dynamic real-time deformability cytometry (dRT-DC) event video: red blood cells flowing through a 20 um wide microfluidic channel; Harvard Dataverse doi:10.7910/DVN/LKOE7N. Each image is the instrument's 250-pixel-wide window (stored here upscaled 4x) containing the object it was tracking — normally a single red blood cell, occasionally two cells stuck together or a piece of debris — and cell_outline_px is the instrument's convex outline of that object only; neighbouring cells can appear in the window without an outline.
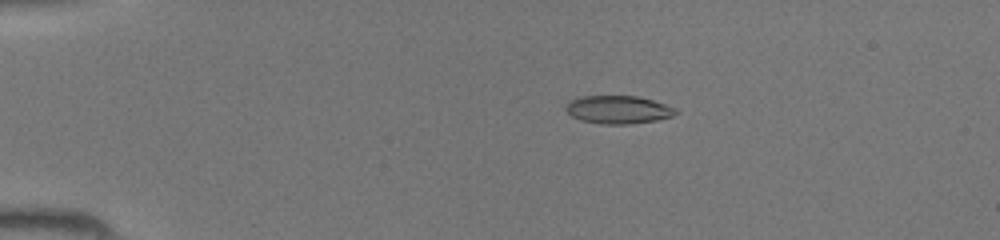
{"species": "common noctule bat (a hibernating species)", "species_latin": "Nyctalus noctula", "temperature_condition": "room temperature", "stored_images_in_passage": 46, "camera_frame_rate_fps": 3000, "um_per_image_px": 0.085, "animal": {"sex": "female", "body_mass_g": 19.5, "forearm_length_mm": 54.1}, "frame": {"image": 1, "passage_image": 10, "time_ms": 3.0, "image_size_px": [1000, 240], "cell_outline_px": [[680, 112], [672, 116], [656, 120], [628, 124], [604, 124], [580, 120], [572, 116], [564, 108], [572, 100], [580, 96], [636, 96], [652, 100], [676, 108]], "centroid_in_image_um": [52.56, 9.32], "position_along_channel_um": 32.4, "area_um2": 17.8}}
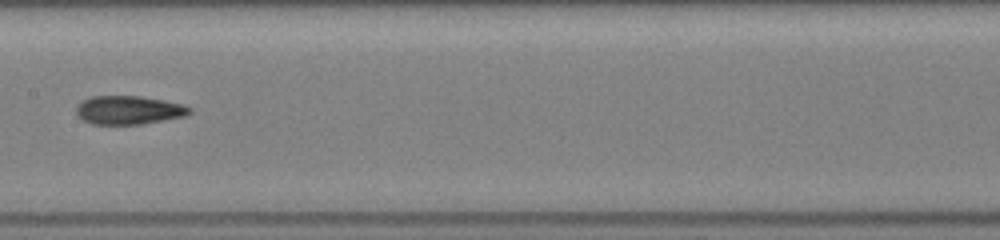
{"frame": {"image": 2, "passage_image": 25, "time_ms": 8.0, "image_size_px": [1000, 240], "cell_outline_px": [[192, 112], [184, 116], [140, 124], [92, 124], [84, 120], [76, 112], [76, 108], [84, 100], [92, 96], [140, 96], [164, 100], [184, 104], [192, 108]], "centroid_in_image_um": [10.98, 9.35], "position_along_channel_um": 196.4, "area_um2": 18.67}}
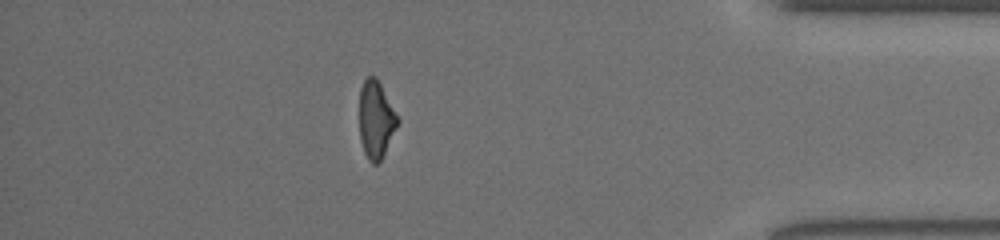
{"frame": {"image": 3, "passage_image": 41, "time_ms": 13.333, "image_size_px": [1000, 240], "cell_outline_px": [[400, 120], [380, 160], [376, 164], [372, 164], [368, 160], [364, 152], [360, 140], [360, 88], [364, 80], [368, 76], [376, 76]], "centroid_in_image_um": [31.94, 10.15], "position_along_channel_um": 403.3, "area_um2": 16.99}}